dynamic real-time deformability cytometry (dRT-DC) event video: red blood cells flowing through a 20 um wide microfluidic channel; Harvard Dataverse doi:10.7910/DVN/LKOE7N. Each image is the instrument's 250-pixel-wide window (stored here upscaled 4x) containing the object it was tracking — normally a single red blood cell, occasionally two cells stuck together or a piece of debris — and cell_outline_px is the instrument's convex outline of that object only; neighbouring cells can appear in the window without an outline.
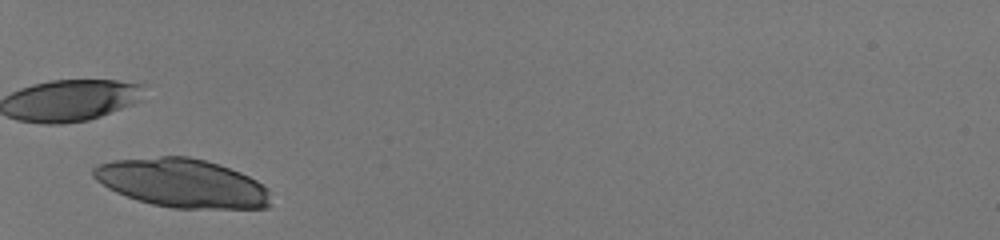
{"species": "human", "species_latin": "Homo sapiens", "temperature_condition": "room temperature", "stored_images_in_passage": 31, "camera_frame_rate_fps": 3000, "um_per_image_px": 0.085, "donor": {"sex": "male"}, "frame": {"image": 1, "passage_image": 1, "time_ms": 0.0, "image_size_px": [1000, 240], "cell_outline_px": [[268, 208], [172, 208], [152, 204], [116, 192], [108, 188], [96, 180], [92, 176], [92, 168], [100, 164], [112, 160], [160, 156], [188, 156], [220, 164], [240, 172], [256, 180], [268, 188]], "centroid_in_image_um": [15.46, 15.55], "position_along_channel_um": 69.5, "area_um2": 50.05}}
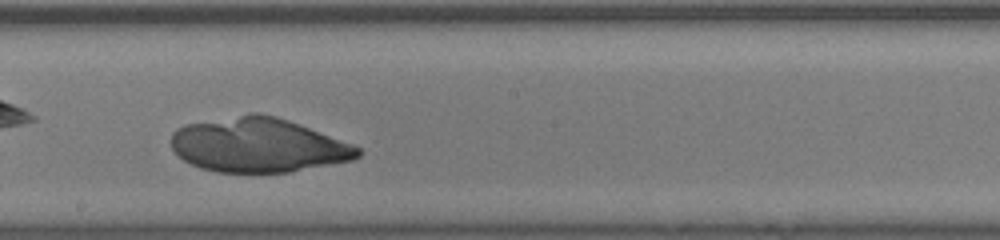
{"frame": {"image": 2, "passage_image": 14, "time_ms": 4.333, "image_size_px": [1000, 240], "cell_outline_px": [[360, 156], [352, 160], [288, 172], [216, 172], [200, 168], [184, 160], [172, 148], [172, 132], [176, 128], [184, 124], [248, 112], [260, 112], [276, 116], [288, 120], [356, 144], [360, 148]], "centroid_in_image_um": [21.95, 12.31], "position_along_channel_um": 226.2, "area_um2": 59.53}}
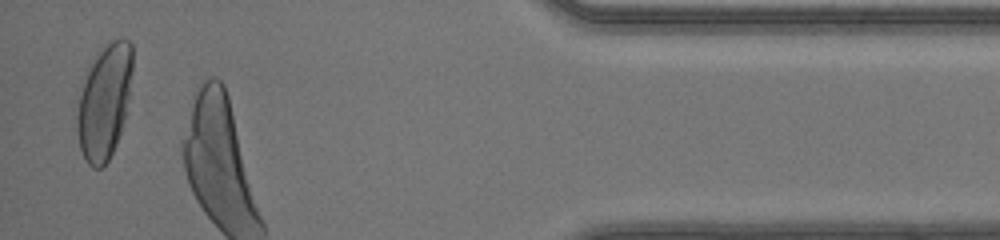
{"frame": {"image": 3, "passage_image": 30, "time_ms": 9.667, "image_size_px": [1000, 240], "cell_outline_px": [[132, 72], [124, 120], [116, 144], [108, 160], [100, 168], [92, 168], [84, 160], [80, 148], [76, 128], [76, 116], [80, 96], [88, 64], [96, 52], [108, 40], [128, 40], [132, 44]], "centroid_in_image_um": [8.85, 8.61], "position_along_channel_um": 426.4, "area_um2": 37.05}}